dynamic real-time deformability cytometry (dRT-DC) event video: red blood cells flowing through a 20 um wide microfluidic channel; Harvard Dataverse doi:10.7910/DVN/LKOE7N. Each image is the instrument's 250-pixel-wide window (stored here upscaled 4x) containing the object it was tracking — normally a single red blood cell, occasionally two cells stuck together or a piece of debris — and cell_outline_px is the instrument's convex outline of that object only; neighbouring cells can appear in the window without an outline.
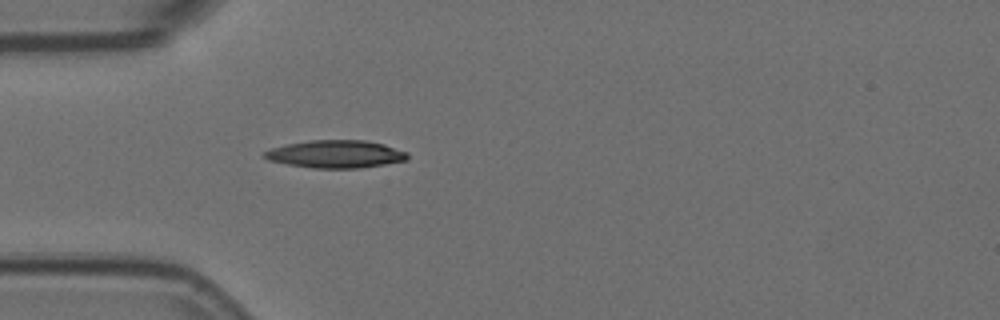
{"species": "Egyptian fruit bat (a non-hibernating species)", "species_latin": "Rousettus aegyptiacus", "temperature_condition": "room temperature", "stored_images_in_passage": 1, "camera_frame_rate_fps": 3000, "um_per_image_px": 0.085, "animal": {"sex": "female"}, "frame": {"image": 1, "passage_image": 1, "time_ms": 0.0, "image_size_px": [1000, 320], "cell_outline_px": [[408, 160], [360, 168], [312, 168], [288, 164], [268, 160], [264, 156], [264, 152], [272, 148], [288, 144], [308, 140], [364, 140], [384, 144], [408, 152]], "centroid_in_image_um": [28.56, 13.09], "position_along_channel_um": 56.4, "area_um2": 23.0}}